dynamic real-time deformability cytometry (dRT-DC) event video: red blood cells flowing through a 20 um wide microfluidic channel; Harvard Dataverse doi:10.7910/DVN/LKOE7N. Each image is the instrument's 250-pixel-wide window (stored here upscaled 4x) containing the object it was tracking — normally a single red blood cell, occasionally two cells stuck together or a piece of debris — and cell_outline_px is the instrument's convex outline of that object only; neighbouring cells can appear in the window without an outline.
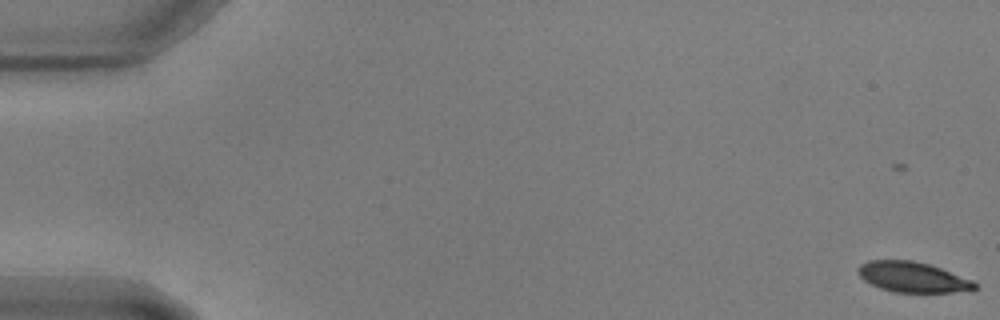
{"species": "common noctule bat (a hibernating species)", "species_latin": "Nyctalus noctula", "temperature_condition": "warm", "stored_images_in_passage": 59, "camera_frame_rate_fps": 3000, "um_per_image_px": 0.085, "animal": {"sex": "male", "body_mass_g": 17.9, "forearm_length_mm": 54.2}, "frame": {"image": 1, "passage_image": 1, "time_ms": 0.0, "image_size_px": [1000, 320], "cell_outline_px": [[976, 288], [972, 292], [892, 292], [880, 288], [864, 280], [856, 272], [856, 268], [860, 264], [868, 260], [912, 260], [928, 264], [940, 268], [972, 280], [976, 284]], "centroid_in_image_um": [77.56, 23.56], "position_along_channel_um": 7.4, "area_um2": 20.75}}
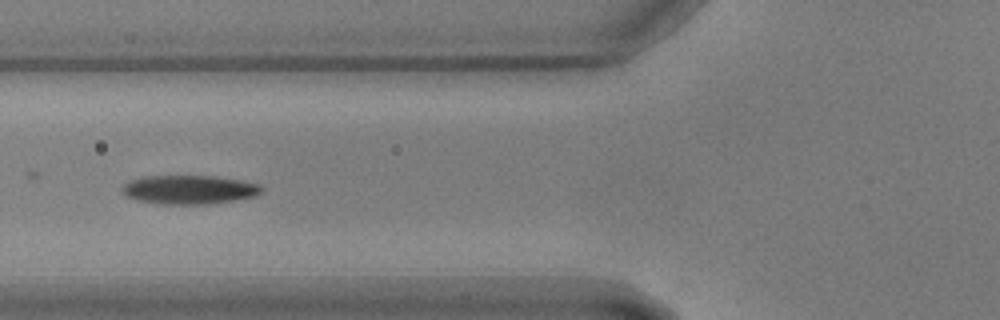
{"frame": {"image": 2, "passage_image": 23, "time_ms": 7.333, "image_size_px": [1000, 320], "cell_outline_px": [[264, 188], [256, 196], [236, 200], [208, 204], [160, 204], [136, 200], [124, 196], [120, 192], [120, 188], [128, 180], [140, 176], [216, 176], [240, 180], [260, 184]], "centroid_in_image_um": [16.02, 16.12], "position_along_channel_um": 109.8, "area_um2": 23.87}}
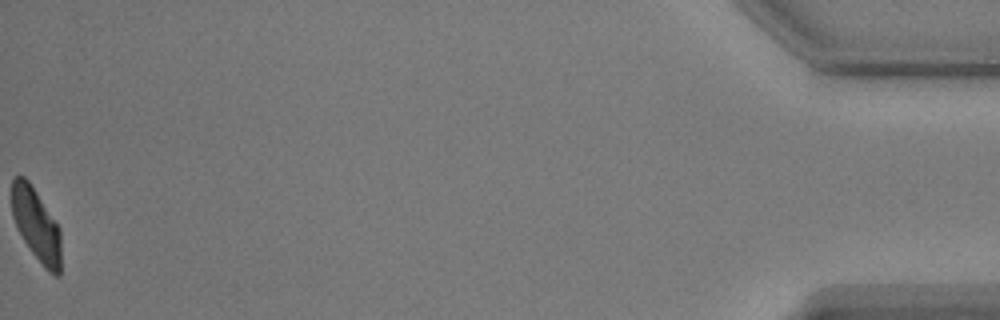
{"frame": {"image": 3, "passage_image": 59, "time_ms": 19.333, "image_size_px": [1000, 320], "cell_outline_px": [[60, 276], [56, 276], [48, 272], [44, 268], [32, 252], [24, 240], [12, 216], [12, 176], [24, 176], [28, 180], [60, 228]], "centroid_in_image_um": [3.08, 19.11], "position_along_channel_um": 432.1, "area_um2": 20.58}}